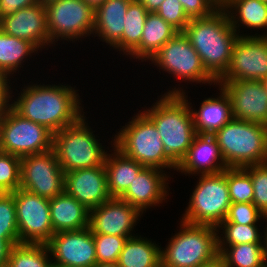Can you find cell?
<instances>
[{
  "label": "cell",
  "mask_w": 267,
  "mask_h": 267,
  "mask_svg": "<svg viewBox=\"0 0 267 267\" xmlns=\"http://www.w3.org/2000/svg\"><path fill=\"white\" fill-rule=\"evenodd\" d=\"M52 263L67 267H93L97 262L91 229L61 231L47 243Z\"/></svg>",
  "instance_id": "15"
},
{
  "label": "cell",
  "mask_w": 267,
  "mask_h": 267,
  "mask_svg": "<svg viewBox=\"0 0 267 267\" xmlns=\"http://www.w3.org/2000/svg\"><path fill=\"white\" fill-rule=\"evenodd\" d=\"M65 173L53 149L21 158L20 188L52 199L64 191Z\"/></svg>",
  "instance_id": "13"
},
{
  "label": "cell",
  "mask_w": 267,
  "mask_h": 267,
  "mask_svg": "<svg viewBox=\"0 0 267 267\" xmlns=\"http://www.w3.org/2000/svg\"><path fill=\"white\" fill-rule=\"evenodd\" d=\"M10 83L9 79L0 74V111H4L9 102L13 100V90H11Z\"/></svg>",
  "instance_id": "43"
},
{
  "label": "cell",
  "mask_w": 267,
  "mask_h": 267,
  "mask_svg": "<svg viewBox=\"0 0 267 267\" xmlns=\"http://www.w3.org/2000/svg\"><path fill=\"white\" fill-rule=\"evenodd\" d=\"M263 83H264V85H265V89H266V91H267V78L263 80Z\"/></svg>",
  "instance_id": "52"
},
{
  "label": "cell",
  "mask_w": 267,
  "mask_h": 267,
  "mask_svg": "<svg viewBox=\"0 0 267 267\" xmlns=\"http://www.w3.org/2000/svg\"><path fill=\"white\" fill-rule=\"evenodd\" d=\"M214 136L228 168L267 162L266 125L233 118Z\"/></svg>",
  "instance_id": "4"
},
{
  "label": "cell",
  "mask_w": 267,
  "mask_h": 267,
  "mask_svg": "<svg viewBox=\"0 0 267 267\" xmlns=\"http://www.w3.org/2000/svg\"><path fill=\"white\" fill-rule=\"evenodd\" d=\"M142 213L120 198H110L103 204L90 209L89 228L93 234L134 236L133 229Z\"/></svg>",
  "instance_id": "16"
},
{
  "label": "cell",
  "mask_w": 267,
  "mask_h": 267,
  "mask_svg": "<svg viewBox=\"0 0 267 267\" xmlns=\"http://www.w3.org/2000/svg\"><path fill=\"white\" fill-rule=\"evenodd\" d=\"M131 119L112 137L114 146L144 167L177 170V165L165 152L153 121L141 110Z\"/></svg>",
  "instance_id": "5"
},
{
  "label": "cell",
  "mask_w": 267,
  "mask_h": 267,
  "mask_svg": "<svg viewBox=\"0 0 267 267\" xmlns=\"http://www.w3.org/2000/svg\"><path fill=\"white\" fill-rule=\"evenodd\" d=\"M0 29L10 36L31 42L39 51L50 46L45 4L38 2L3 17Z\"/></svg>",
  "instance_id": "19"
},
{
  "label": "cell",
  "mask_w": 267,
  "mask_h": 267,
  "mask_svg": "<svg viewBox=\"0 0 267 267\" xmlns=\"http://www.w3.org/2000/svg\"><path fill=\"white\" fill-rule=\"evenodd\" d=\"M236 0H216L218 9L225 10L232 2Z\"/></svg>",
  "instance_id": "49"
},
{
  "label": "cell",
  "mask_w": 267,
  "mask_h": 267,
  "mask_svg": "<svg viewBox=\"0 0 267 267\" xmlns=\"http://www.w3.org/2000/svg\"><path fill=\"white\" fill-rule=\"evenodd\" d=\"M263 216L253 202L231 203L226 219L221 223L258 224Z\"/></svg>",
  "instance_id": "39"
},
{
  "label": "cell",
  "mask_w": 267,
  "mask_h": 267,
  "mask_svg": "<svg viewBox=\"0 0 267 267\" xmlns=\"http://www.w3.org/2000/svg\"><path fill=\"white\" fill-rule=\"evenodd\" d=\"M132 0H106L94 12L93 35L109 47H114L122 38L125 15Z\"/></svg>",
  "instance_id": "23"
},
{
  "label": "cell",
  "mask_w": 267,
  "mask_h": 267,
  "mask_svg": "<svg viewBox=\"0 0 267 267\" xmlns=\"http://www.w3.org/2000/svg\"><path fill=\"white\" fill-rule=\"evenodd\" d=\"M155 267H164V265L162 263H160L159 265H157Z\"/></svg>",
  "instance_id": "54"
},
{
  "label": "cell",
  "mask_w": 267,
  "mask_h": 267,
  "mask_svg": "<svg viewBox=\"0 0 267 267\" xmlns=\"http://www.w3.org/2000/svg\"><path fill=\"white\" fill-rule=\"evenodd\" d=\"M225 12L239 36H261L258 33L239 34L240 27L244 25L254 31L255 29L266 30L262 36L267 37V3L262 0H236L225 9Z\"/></svg>",
  "instance_id": "27"
},
{
  "label": "cell",
  "mask_w": 267,
  "mask_h": 267,
  "mask_svg": "<svg viewBox=\"0 0 267 267\" xmlns=\"http://www.w3.org/2000/svg\"><path fill=\"white\" fill-rule=\"evenodd\" d=\"M174 86L143 112L153 121L167 156L178 166L197 134L187 92Z\"/></svg>",
  "instance_id": "2"
},
{
  "label": "cell",
  "mask_w": 267,
  "mask_h": 267,
  "mask_svg": "<svg viewBox=\"0 0 267 267\" xmlns=\"http://www.w3.org/2000/svg\"><path fill=\"white\" fill-rule=\"evenodd\" d=\"M220 87L230 97L234 119L267 126V91L263 81L225 82Z\"/></svg>",
  "instance_id": "17"
},
{
  "label": "cell",
  "mask_w": 267,
  "mask_h": 267,
  "mask_svg": "<svg viewBox=\"0 0 267 267\" xmlns=\"http://www.w3.org/2000/svg\"><path fill=\"white\" fill-rule=\"evenodd\" d=\"M148 13V10L141 2L137 0H132L130 2L125 15L123 36L113 49L120 51L119 53H122L123 56L124 54L129 56L140 44Z\"/></svg>",
  "instance_id": "30"
},
{
  "label": "cell",
  "mask_w": 267,
  "mask_h": 267,
  "mask_svg": "<svg viewBox=\"0 0 267 267\" xmlns=\"http://www.w3.org/2000/svg\"><path fill=\"white\" fill-rule=\"evenodd\" d=\"M19 243V240H0V267L7 265L11 248Z\"/></svg>",
  "instance_id": "44"
},
{
  "label": "cell",
  "mask_w": 267,
  "mask_h": 267,
  "mask_svg": "<svg viewBox=\"0 0 267 267\" xmlns=\"http://www.w3.org/2000/svg\"><path fill=\"white\" fill-rule=\"evenodd\" d=\"M227 183L231 203H252L253 184L244 168H227Z\"/></svg>",
  "instance_id": "34"
},
{
  "label": "cell",
  "mask_w": 267,
  "mask_h": 267,
  "mask_svg": "<svg viewBox=\"0 0 267 267\" xmlns=\"http://www.w3.org/2000/svg\"><path fill=\"white\" fill-rule=\"evenodd\" d=\"M197 267H225V264L223 258L218 255L213 260L204 264H200Z\"/></svg>",
  "instance_id": "46"
},
{
  "label": "cell",
  "mask_w": 267,
  "mask_h": 267,
  "mask_svg": "<svg viewBox=\"0 0 267 267\" xmlns=\"http://www.w3.org/2000/svg\"><path fill=\"white\" fill-rule=\"evenodd\" d=\"M33 53L37 54L38 49L31 42L10 36L0 29V74L9 81Z\"/></svg>",
  "instance_id": "29"
},
{
  "label": "cell",
  "mask_w": 267,
  "mask_h": 267,
  "mask_svg": "<svg viewBox=\"0 0 267 267\" xmlns=\"http://www.w3.org/2000/svg\"><path fill=\"white\" fill-rule=\"evenodd\" d=\"M52 267H67V266L53 264Z\"/></svg>",
  "instance_id": "53"
},
{
  "label": "cell",
  "mask_w": 267,
  "mask_h": 267,
  "mask_svg": "<svg viewBox=\"0 0 267 267\" xmlns=\"http://www.w3.org/2000/svg\"><path fill=\"white\" fill-rule=\"evenodd\" d=\"M179 31L155 12H149L144 24L140 44L129 54L130 59L148 61Z\"/></svg>",
  "instance_id": "25"
},
{
  "label": "cell",
  "mask_w": 267,
  "mask_h": 267,
  "mask_svg": "<svg viewBox=\"0 0 267 267\" xmlns=\"http://www.w3.org/2000/svg\"><path fill=\"white\" fill-rule=\"evenodd\" d=\"M141 2L148 12H156L164 0H137Z\"/></svg>",
  "instance_id": "45"
},
{
  "label": "cell",
  "mask_w": 267,
  "mask_h": 267,
  "mask_svg": "<svg viewBox=\"0 0 267 267\" xmlns=\"http://www.w3.org/2000/svg\"><path fill=\"white\" fill-rule=\"evenodd\" d=\"M50 250L47 244L19 243L10 252L9 267H52Z\"/></svg>",
  "instance_id": "32"
},
{
  "label": "cell",
  "mask_w": 267,
  "mask_h": 267,
  "mask_svg": "<svg viewBox=\"0 0 267 267\" xmlns=\"http://www.w3.org/2000/svg\"><path fill=\"white\" fill-rule=\"evenodd\" d=\"M167 173L155 167H143L120 199L137 208L142 214L148 208L167 202L170 190L168 182L171 177Z\"/></svg>",
  "instance_id": "18"
},
{
  "label": "cell",
  "mask_w": 267,
  "mask_h": 267,
  "mask_svg": "<svg viewBox=\"0 0 267 267\" xmlns=\"http://www.w3.org/2000/svg\"><path fill=\"white\" fill-rule=\"evenodd\" d=\"M111 145L114 152L107 153L104 164L108 190L112 198H120L144 166L113 146L114 140L111 141Z\"/></svg>",
  "instance_id": "26"
},
{
  "label": "cell",
  "mask_w": 267,
  "mask_h": 267,
  "mask_svg": "<svg viewBox=\"0 0 267 267\" xmlns=\"http://www.w3.org/2000/svg\"><path fill=\"white\" fill-rule=\"evenodd\" d=\"M0 240H19L15 198L12 193L0 194Z\"/></svg>",
  "instance_id": "36"
},
{
  "label": "cell",
  "mask_w": 267,
  "mask_h": 267,
  "mask_svg": "<svg viewBox=\"0 0 267 267\" xmlns=\"http://www.w3.org/2000/svg\"><path fill=\"white\" fill-rule=\"evenodd\" d=\"M184 82L216 85L217 81L206 71L199 54L183 32L177 33L149 60Z\"/></svg>",
  "instance_id": "10"
},
{
  "label": "cell",
  "mask_w": 267,
  "mask_h": 267,
  "mask_svg": "<svg viewBox=\"0 0 267 267\" xmlns=\"http://www.w3.org/2000/svg\"><path fill=\"white\" fill-rule=\"evenodd\" d=\"M38 1H39V3L47 4V3L54 1V0H38Z\"/></svg>",
  "instance_id": "51"
},
{
  "label": "cell",
  "mask_w": 267,
  "mask_h": 267,
  "mask_svg": "<svg viewBox=\"0 0 267 267\" xmlns=\"http://www.w3.org/2000/svg\"><path fill=\"white\" fill-rule=\"evenodd\" d=\"M97 262L116 263L127 240L125 236L93 234Z\"/></svg>",
  "instance_id": "37"
},
{
  "label": "cell",
  "mask_w": 267,
  "mask_h": 267,
  "mask_svg": "<svg viewBox=\"0 0 267 267\" xmlns=\"http://www.w3.org/2000/svg\"><path fill=\"white\" fill-rule=\"evenodd\" d=\"M155 13L179 32H183L191 20L179 0H164Z\"/></svg>",
  "instance_id": "40"
},
{
  "label": "cell",
  "mask_w": 267,
  "mask_h": 267,
  "mask_svg": "<svg viewBox=\"0 0 267 267\" xmlns=\"http://www.w3.org/2000/svg\"><path fill=\"white\" fill-rule=\"evenodd\" d=\"M266 78L267 37L239 36L233 45L229 67L216 85L240 80L263 81Z\"/></svg>",
  "instance_id": "14"
},
{
  "label": "cell",
  "mask_w": 267,
  "mask_h": 267,
  "mask_svg": "<svg viewBox=\"0 0 267 267\" xmlns=\"http://www.w3.org/2000/svg\"><path fill=\"white\" fill-rule=\"evenodd\" d=\"M183 33L199 54L206 71L218 81L229 67L233 45L239 37L225 10L191 19Z\"/></svg>",
  "instance_id": "3"
},
{
  "label": "cell",
  "mask_w": 267,
  "mask_h": 267,
  "mask_svg": "<svg viewBox=\"0 0 267 267\" xmlns=\"http://www.w3.org/2000/svg\"><path fill=\"white\" fill-rule=\"evenodd\" d=\"M93 267H117V264L109 262H96Z\"/></svg>",
  "instance_id": "50"
},
{
  "label": "cell",
  "mask_w": 267,
  "mask_h": 267,
  "mask_svg": "<svg viewBox=\"0 0 267 267\" xmlns=\"http://www.w3.org/2000/svg\"><path fill=\"white\" fill-rule=\"evenodd\" d=\"M250 174L253 184V203L267 215V162L244 167Z\"/></svg>",
  "instance_id": "38"
},
{
  "label": "cell",
  "mask_w": 267,
  "mask_h": 267,
  "mask_svg": "<svg viewBox=\"0 0 267 267\" xmlns=\"http://www.w3.org/2000/svg\"><path fill=\"white\" fill-rule=\"evenodd\" d=\"M24 86L16 101L9 105L22 117L45 126L53 134L75 124L85 114L78 90L71 85L32 83Z\"/></svg>",
  "instance_id": "1"
},
{
  "label": "cell",
  "mask_w": 267,
  "mask_h": 267,
  "mask_svg": "<svg viewBox=\"0 0 267 267\" xmlns=\"http://www.w3.org/2000/svg\"><path fill=\"white\" fill-rule=\"evenodd\" d=\"M38 2V0H0V20Z\"/></svg>",
  "instance_id": "42"
},
{
  "label": "cell",
  "mask_w": 267,
  "mask_h": 267,
  "mask_svg": "<svg viewBox=\"0 0 267 267\" xmlns=\"http://www.w3.org/2000/svg\"><path fill=\"white\" fill-rule=\"evenodd\" d=\"M267 222V215L263 216V220ZM267 224V223H266ZM265 231H264V235H263V240H262V244H263V250H264V257L267 263V225L265 226Z\"/></svg>",
  "instance_id": "47"
},
{
  "label": "cell",
  "mask_w": 267,
  "mask_h": 267,
  "mask_svg": "<svg viewBox=\"0 0 267 267\" xmlns=\"http://www.w3.org/2000/svg\"><path fill=\"white\" fill-rule=\"evenodd\" d=\"M186 15L190 18H204L218 10L216 0H179Z\"/></svg>",
  "instance_id": "41"
},
{
  "label": "cell",
  "mask_w": 267,
  "mask_h": 267,
  "mask_svg": "<svg viewBox=\"0 0 267 267\" xmlns=\"http://www.w3.org/2000/svg\"><path fill=\"white\" fill-rule=\"evenodd\" d=\"M83 1L95 11L106 0H83Z\"/></svg>",
  "instance_id": "48"
},
{
  "label": "cell",
  "mask_w": 267,
  "mask_h": 267,
  "mask_svg": "<svg viewBox=\"0 0 267 267\" xmlns=\"http://www.w3.org/2000/svg\"><path fill=\"white\" fill-rule=\"evenodd\" d=\"M54 233L78 231L89 227L90 210L65 190L49 199Z\"/></svg>",
  "instance_id": "24"
},
{
  "label": "cell",
  "mask_w": 267,
  "mask_h": 267,
  "mask_svg": "<svg viewBox=\"0 0 267 267\" xmlns=\"http://www.w3.org/2000/svg\"><path fill=\"white\" fill-rule=\"evenodd\" d=\"M83 115L75 124L53 134L52 149L64 171H75L105 164L107 152Z\"/></svg>",
  "instance_id": "6"
},
{
  "label": "cell",
  "mask_w": 267,
  "mask_h": 267,
  "mask_svg": "<svg viewBox=\"0 0 267 267\" xmlns=\"http://www.w3.org/2000/svg\"><path fill=\"white\" fill-rule=\"evenodd\" d=\"M219 90L220 96L205 98L200 103L198 111L193 110L192 103L188 102L198 134L214 135L233 119L230 97L222 87L219 86Z\"/></svg>",
  "instance_id": "22"
},
{
  "label": "cell",
  "mask_w": 267,
  "mask_h": 267,
  "mask_svg": "<svg viewBox=\"0 0 267 267\" xmlns=\"http://www.w3.org/2000/svg\"><path fill=\"white\" fill-rule=\"evenodd\" d=\"M21 158L0 151V192L13 193L20 188Z\"/></svg>",
  "instance_id": "35"
},
{
  "label": "cell",
  "mask_w": 267,
  "mask_h": 267,
  "mask_svg": "<svg viewBox=\"0 0 267 267\" xmlns=\"http://www.w3.org/2000/svg\"><path fill=\"white\" fill-rule=\"evenodd\" d=\"M259 229L257 224L242 225L237 223H220L217 226V233L219 234L217 236L218 246H232L242 243H262L263 236L261 235L263 233H260Z\"/></svg>",
  "instance_id": "33"
},
{
  "label": "cell",
  "mask_w": 267,
  "mask_h": 267,
  "mask_svg": "<svg viewBox=\"0 0 267 267\" xmlns=\"http://www.w3.org/2000/svg\"><path fill=\"white\" fill-rule=\"evenodd\" d=\"M129 237L120 252L117 267H155L161 263V246L147 237Z\"/></svg>",
  "instance_id": "28"
},
{
  "label": "cell",
  "mask_w": 267,
  "mask_h": 267,
  "mask_svg": "<svg viewBox=\"0 0 267 267\" xmlns=\"http://www.w3.org/2000/svg\"><path fill=\"white\" fill-rule=\"evenodd\" d=\"M179 228L161 248L164 267H197L219 255L217 227L180 221Z\"/></svg>",
  "instance_id": "7"
},
{
  "label": "cell",
  "mask_w": 267,
  "mask_h": 267,
  "mask_svg": "<svg viewBox=\"0 0 267 267\" xmlns=\"http://www.w3.org/2000/svg\"><path fill=\"white\" fill-rule=\"evenodd\" d=\"M3 112H4V111H0V120H1V117H2Z\"/></svg>",
  "instance_id": "55"
},
{
  "label": "cell",
  "mask_w": 267,
  "mask_h": 267,
  "mask_svg": "<svg viewBox=\"0 0 267 267\" xmlns=\"http://www.w3.org/2000/svg\"><path fill=\"white\" fill-rule=\"evenodd\" d=\"M12 194L15 198L20 243L47 244L55 234L49 199L22 188Z\"/></svg>",
  "instance_id": "12"
},
{
  "label": "cell",
  "mask_w": 267,
  "mask_h": 267,
  "mask_svg": "<svg viewBox=\"0 0 267 267\" xmlns=\"http://www.w3.org/2000/svg\"><path fill=\"white\" fill-rule=\"evenodd\" d=\"M64 190L89 210L112 198L104 165L65 173Z\"/></svg>",
  "instance_id": "20"
},
{
  "label": "cell",
  "mask_w": 267,
  "mask_h": 267,
  "mask_svg": "<svg viewBox=\"0 0 267 267\" xmlns=\"http://www.w3.org/2000/svg\"><path fill=\"white\" fill-rule=\"evenodd\" d=\"M181 221L217 227L226 219L231 205L227 168L216 174H199Z\"/></svg>",
  "instance_id": "8"
},
{
  "label": "cell",
  "mask_w": 267,
  "mask_h": 267,
  "mask_svg": "<svg viewBox=\"0 0 267 267\" xmlns=\"http://www.w3.org/2000/svg\"><path fill=\"white\" fill-rule=\"evenodd\" d=\"M52 143L53 133L45 126L6 107L0 120V151L22 158L51 150Z\"/></svg>",
  "instance_id": "9"
},
{
  "label": "cell",
  "mask_w": 267,
  "mask_h": 267,
  "mask_svg": "<svg viewBox=\"0 0 267 267\" xmlns=\"http://www.w3.org/2000/svg\"><path fill=\"white\" fill-rule=\"evenodd\" d=\"M225 267H266L262 243H242L218 246Z\"/></svg>",
  "instance_id": "31"
},
{
  "label": "cell",
  "mask_w": 267,
  "mask_h": 267,
  "mask_svg": "<svg viewBox=\"0 0 267 267\" xmlns=\"http://www.w3.org/2000/svg\"><path fill=\"white\" fill-rule=\"evenodd\" d=\"M45 8L50 47L60 38L75 42L93 35L95 11L83 0H54Z\"/></svg>",
  "instance_id": "11"
},
{
  "label": "cell",
  "mask_w": 267,
  "mask_h": 267,
  "mask_svg": "<svg viewBox=\"0 0 267 267\" xmlns=\"http://www.w3.org/2000/svg\"><path fill=\"white\" fill-rule=\"evenodd\" d=\"M225 164L216 137L210 134H196L185 158L177 166L183 175L216 174L223 172Z\"/></svg>",
  "instance_id": "21"
}]
</instances>
